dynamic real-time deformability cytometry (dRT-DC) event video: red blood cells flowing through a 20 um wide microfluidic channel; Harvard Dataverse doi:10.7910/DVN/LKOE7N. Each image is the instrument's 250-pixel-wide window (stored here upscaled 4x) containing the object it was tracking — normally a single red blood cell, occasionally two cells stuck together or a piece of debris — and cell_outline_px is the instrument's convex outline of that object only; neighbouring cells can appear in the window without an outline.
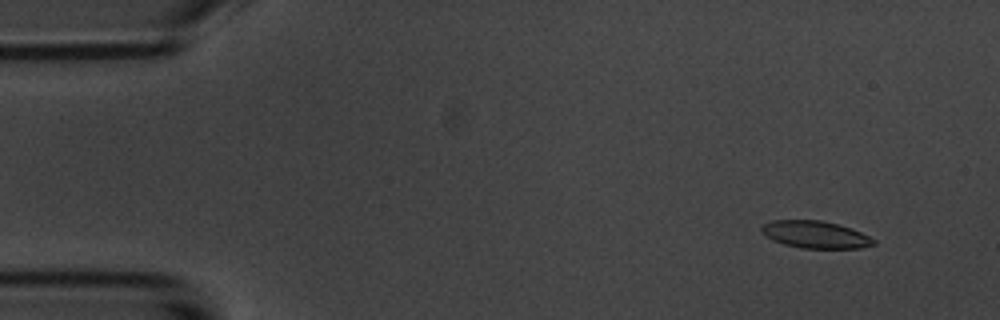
{"species": "common noctule bat (a hibernating species)", "species_latin": "Nyctalus noctula", "temperature_condition": "room temperature", "stored_images_in_passage": 6, "camera_frame_rate_fps": 3000, "um_per_image_px": 0.085, "animal": {"sex": "male", "body_mass_g": 20.1, "forearm_length_mm": 53.5}, "frame": {"image": 1, "passage_image": 2, "time_ms": 1.0, "image_size_px": [1000, 320], "cell_outline_px": [[876, 244], [860, 248], [804, 248], [784, 244], [772, 240], [764, 236], [760, 232], [760, 228], [764, 224], [772, 220], [824, 220], [852, 228], [876, 240]], "centroid_in_image_um": [69.29, 19.93], "position_along_channel_um": 15.7, "area_um2": 17.92}}
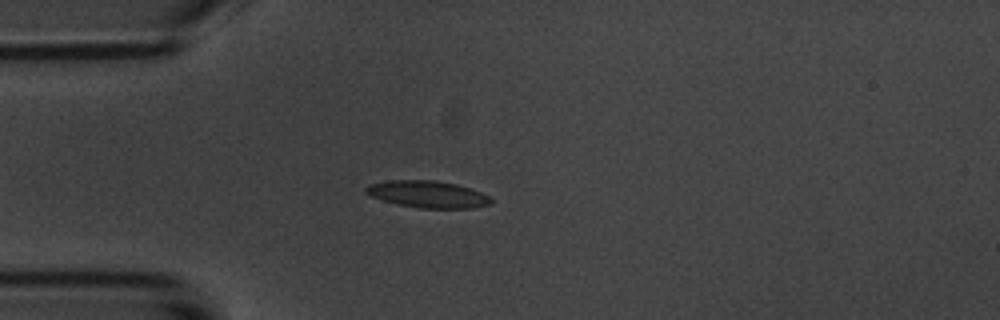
{"frame": {"image": 2, "passage_image": 5, "time_ms": 4.333, "image_size_px": [1000, 320], "cell_outline_px": [[492, 204], [472, 208], [420, 208], [396, 204], [372, 196], [364, 192], [364, 188], [368, 184], [388, 180], [436, 180], [456, 184], [480, 192], [488, 196], [492, 200]], "centroid_in_image_um": [36.33, 16.51], "position_along_channel_um": 48.7, "area_um2": 19.59}}